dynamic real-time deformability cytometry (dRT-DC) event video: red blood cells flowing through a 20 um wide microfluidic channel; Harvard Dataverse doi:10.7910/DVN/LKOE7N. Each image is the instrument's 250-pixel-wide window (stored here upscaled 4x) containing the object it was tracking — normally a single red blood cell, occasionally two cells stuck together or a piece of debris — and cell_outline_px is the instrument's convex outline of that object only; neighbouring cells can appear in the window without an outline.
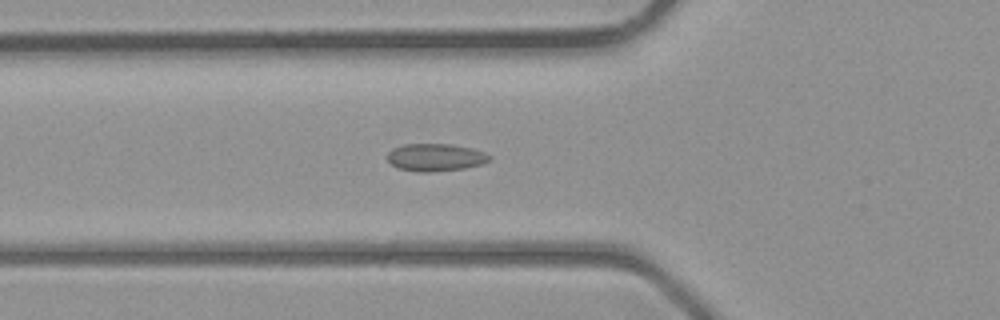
{"species": "common noctule bat (a hibernating species)", "species_latin": "Nyctalus noctula", "temperature_condition": "room temperature", "stored_images_in_passage": 27, "camera_frame_rate_fps": 3000, "um_per_image_px": 0.085, "animal": {"sex": "male", "body_mass_g": 23.1, "forearm_length_mm": 52.7}, "frame": {"image": 1, "passage_image": 5, "time_ms": 1.333, "image_size_px": [1000, 320], "cell_outline_px": [[492, 156], [488, 160], [480, 164], [464, 168], [428, 172], [420, 172], [400, 168], [392, 164], [388, 160], [388, 152], [392, 148], [404, 144], [452, 144], [472, 148], [484, 152]], "centroid_in_image_um": [37.01, 13.36], "position_along_channel_um": 88.8, "area_um2": 16.18}}
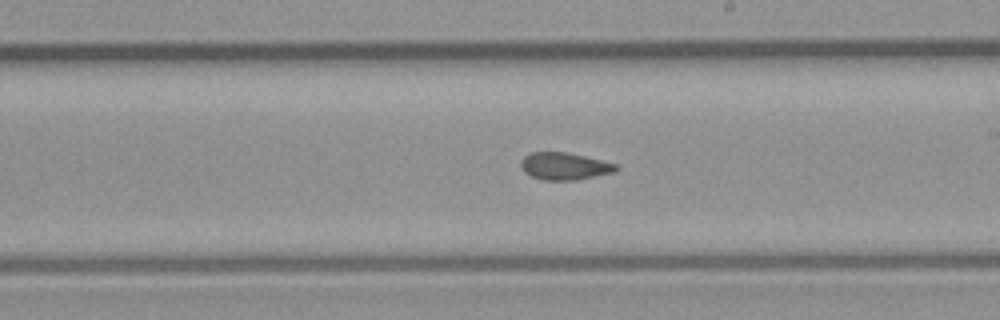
{"frame": {"image": 2, "passage_image": 14, "time_ms": 4.333, "image_size_px": [1000, 320], "cell_outline_px": [[620, 168], [616, 172], [576, 180], [544, 180], [532, 176], [524, 172], [520, 164], [524, 156], [532, 152], [564, 152], [584, 156], [620, 164]], "centroid_in_image_um": [48.04, 14.13], "position_along_channel_um": 241.0, "area_um2": 15.2}}
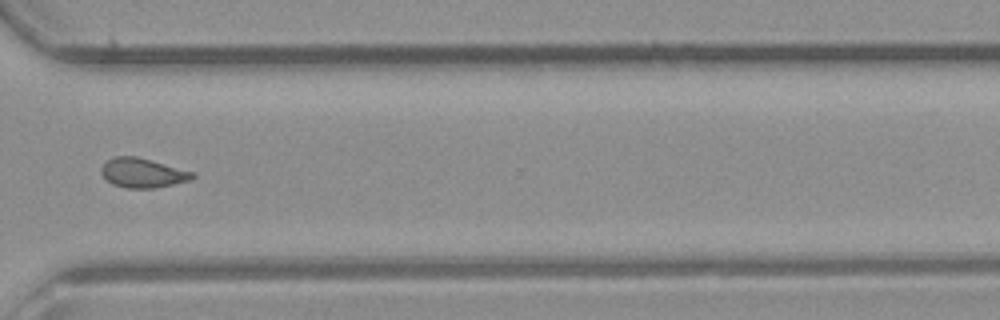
{"frame": {"image": 3, "passage_image": 21, "time_ms": 6.667, "image_size_px": [1000, 320], "cell_outline_px": [[196, 176], [192, 180], [156, 188], [128, 188], [112, 184], [100, 172], [100, 168], [112, 156], [136, 156], [196, 172]], "centroid_in_image_um": [12.17, 14.69], "position_along_channel_um": 358.4, "area_um2": 15.78}}